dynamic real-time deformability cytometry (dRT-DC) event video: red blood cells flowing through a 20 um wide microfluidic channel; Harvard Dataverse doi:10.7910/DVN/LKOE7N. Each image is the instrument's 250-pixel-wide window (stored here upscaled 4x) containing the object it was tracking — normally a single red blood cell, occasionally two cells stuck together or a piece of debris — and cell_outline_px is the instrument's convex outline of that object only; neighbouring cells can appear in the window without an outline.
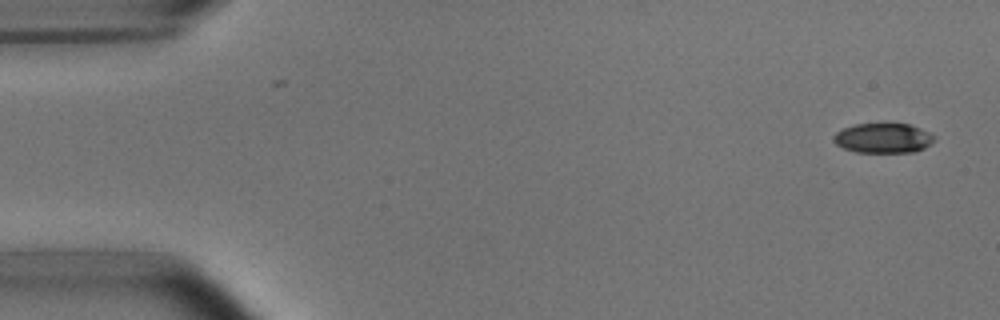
{"species": "common noctule bat (a hibernating species)", "species_latin": "Nyctalus noctula", "temperature_condition": "room temperature", "stored_images_in_passage": 2, "camera_frame_rate_fps": 3000, "um_per_image_px": 0.085, "animal": {"sex": "male", "body_mass_g": 15.6}, "frame": {"image": 1, "passage_image": 2, "time_ms": 1.0, "image_size_px": [1000, 320], "cell_outline_px": [[936, 140], [924, 148], [916, 152], [856, 152], [844, 148], [836, 144], [832, 140], [832, 136], [836, 132], [844, 128], [856, 124], [912, 124], [936, 136]], "centroid_in_image_um": [75.09, 11.74], "position_along_channel_um": 9.9, "area_um2": 17.57}}